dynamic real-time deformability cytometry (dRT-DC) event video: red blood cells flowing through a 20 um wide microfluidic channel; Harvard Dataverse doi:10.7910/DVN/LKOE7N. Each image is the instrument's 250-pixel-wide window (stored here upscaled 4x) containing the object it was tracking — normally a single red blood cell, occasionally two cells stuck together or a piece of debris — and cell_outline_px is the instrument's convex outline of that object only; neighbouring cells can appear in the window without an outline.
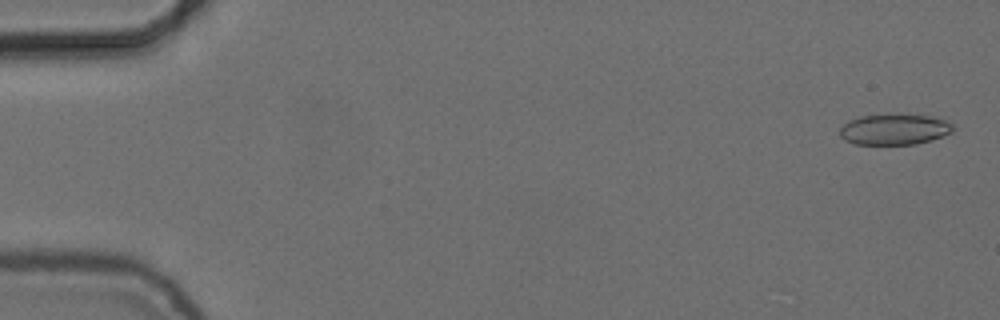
{"species": "common noctule bat (a hibernating species)", "species_latin": "Nyctalus noctula", "temperature_condition": "cold", "stored_images_in_passage": 8, "camera_frame_rate_fps": 3000, "um_per_image_px": 0.085, "animal": {"sex": "female", "body_mass_g": 24.6, "forearm_length_mm": 56.2}, "frame": {"image": 1, "passage_image": 2, "time_ms": 0.333, "image_size_px": [1000, 320], "cell_outline_px": [[952, 132], [932, 140], [916, 144], [856, 144], [844, 140], [840, 136], [840, 128], [848, 120], [860, 116], [928, 116], [944, 120], [952, 124]], "centroid_in_image_um": [75.99, 11.03], "position_along_channel_um": 9.0, "area_um2": 19.71}}